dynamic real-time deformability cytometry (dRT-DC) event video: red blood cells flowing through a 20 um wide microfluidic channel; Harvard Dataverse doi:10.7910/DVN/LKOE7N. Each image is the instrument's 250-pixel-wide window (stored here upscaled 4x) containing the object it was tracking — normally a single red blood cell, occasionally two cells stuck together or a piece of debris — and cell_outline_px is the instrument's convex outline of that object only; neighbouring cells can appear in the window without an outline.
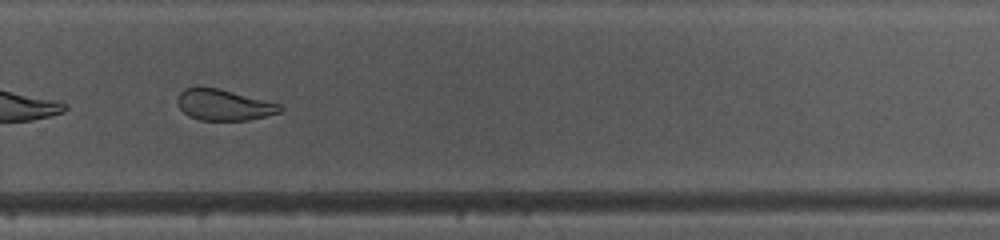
{"species": "common noctule bat (a hibernating species)", "species_latin": "Nyctalus noctula", "temperature_condition": "warm", "stored_images_in_passage": 30, "camera_frame_rate_fps": 3000, "um_per_image_px": 0.085, "animal": {"sex": "female", "body_mass_g": 10.0, "forearm_length_mm": 53.1}, "frame": {"image": 1, "passage_image": 26, "time_ms": 8.333, "image_size_px": [1000, 240], "cell_outline_px": [[284, 108], [280, 112], [248, 120], [200, 120], [188, 116], [180, 108], [176, 100], [180, 92], [184, 88], [196, 84], [216, 88], [280, 104]], "centroid_in_image_um": [18.95, 8.89], "position_along_channel_um": 310.9, "area_um2": 18.61}}